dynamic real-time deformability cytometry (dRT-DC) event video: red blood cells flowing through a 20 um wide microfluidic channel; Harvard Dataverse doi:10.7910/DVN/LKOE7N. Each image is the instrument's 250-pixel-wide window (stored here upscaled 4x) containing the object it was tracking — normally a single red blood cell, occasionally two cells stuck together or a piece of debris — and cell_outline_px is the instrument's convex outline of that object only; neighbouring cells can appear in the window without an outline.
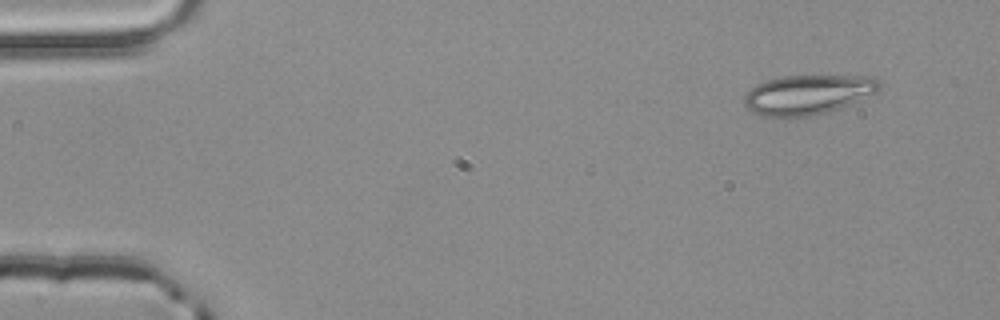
{"species": "common noctule bat (a hibernating species)", "species_latin": "Nyctalus noctula", "temperature_condition": "room temperature", "stored_images_in_passage": 3, "camera_frame_rate_fps": 3000, "um_per_image_px": 0.085, "animal": {"sex": "male", "body_mass_g": 20.4}, "frame": {"image": 1, "passage_image": 1, "time_ms": 0.0, "image_size_px": [1000, 320], "cell_outline_px": [[880, 88], [876, 92], [840, 108], [824, 112], [804, 116], [764, 116], [752, 112], [744, 104], [744, 96], [756, 84], [764, 80], [784, 76], [872, 76], [880, 80]], "centroid_in_image_um": [68.66, 8.02], "position_along_channel_um": 16.3, "area_um2": 30.81}}